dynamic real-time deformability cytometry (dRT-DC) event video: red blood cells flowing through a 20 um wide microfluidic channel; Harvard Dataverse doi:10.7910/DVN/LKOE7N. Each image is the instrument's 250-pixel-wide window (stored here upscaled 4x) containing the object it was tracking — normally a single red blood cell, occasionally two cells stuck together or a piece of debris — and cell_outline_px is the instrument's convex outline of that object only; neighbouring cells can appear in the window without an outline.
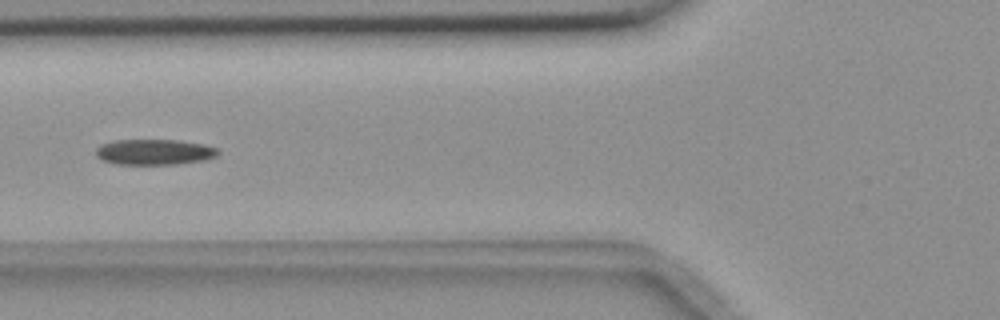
{"species": "common noctule bat (a hibernating species)", "species_latin": "Nyctalus noctula", "temperature_condition": "room temperature", "stored_images_in_passage": 7, "camera_frame_rate_fps": 3000, "um_per_image_px": 0.085, "animal": {"sex": "female", "body_mass_g": 18.4}, "frame": {"image": 1, "passage_image": 7, "time_ms": 7.0, "image_size_px": [1000, 320], "cell_outline_px": [[220, 152], [216, 156], [204, 160], [176, 164], [112, 164], [96, 156], [96, 148], [100, 144], [112, 140], [176, 140], [204, 144], [216, 148]], "centroid_in_image_um": [13.09, 12.92], "position_along_channel_um": 112.7, "area_um2": 18.26}}